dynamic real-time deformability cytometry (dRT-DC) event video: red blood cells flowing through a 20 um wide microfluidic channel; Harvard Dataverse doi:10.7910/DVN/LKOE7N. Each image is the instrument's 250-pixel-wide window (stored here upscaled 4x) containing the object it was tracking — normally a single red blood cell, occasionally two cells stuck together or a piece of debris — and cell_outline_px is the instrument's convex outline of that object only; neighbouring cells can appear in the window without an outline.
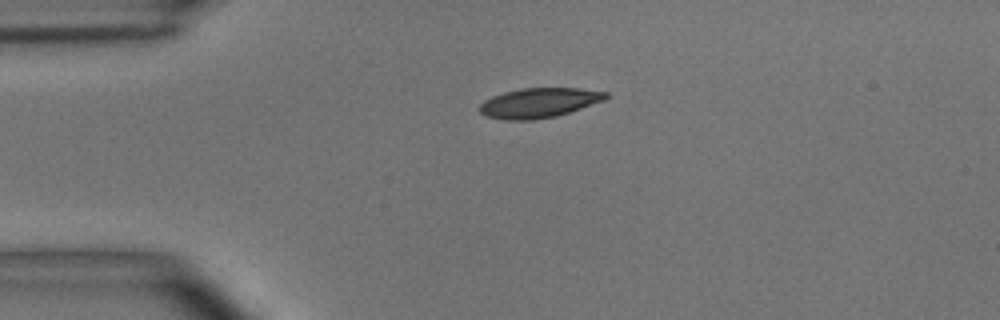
{"species": "common noctule bat (a hibernating species)", "species_latin": "Nyctalus noctula", "temperature_condition": "room temperature", "stored_images_in_passage": 43, "camera_frame_rate_fps": 3000, "um_per_image_px": 0.085, "animal": {"sex": "male", "body_mass_g": 15.6}, "frame": {"image": 1, "passage_image": 1, "time_ms": 0.0, "image_size_px": [1000, 320], "cell_outline_px": [[612, 96], [604, 100], [556, 116], [532, 120], [504, 120], [484, 116], [480, 112], [480, 104], [484, 100], [492, 96], [504, 92], [520, 88], [576, 88], [608, 92]], "centroid_in_image_um": [45.8, 8.74], "position_along_channel_um": 39.2, "area_um2": 21.91}}
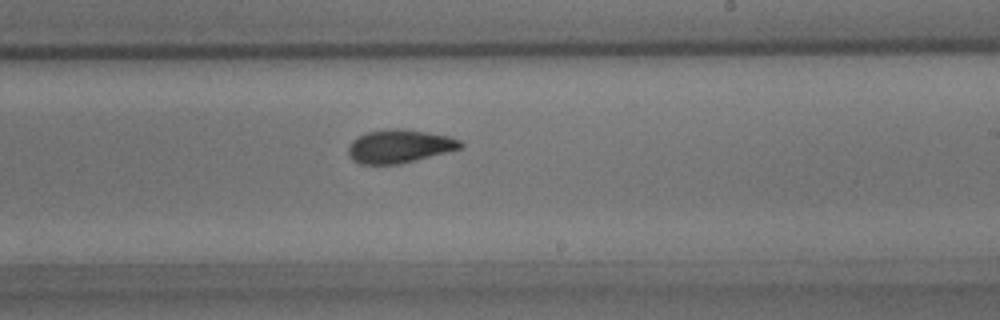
{"frame": {"image": 2, "passage_image": 21, "time_ms": 6.667, "image_size_px": [1000, 320], "cell_outline_px": [[464, 144], [460, 148], [400, 164], [360, 164], [352, 160], [348, 152], [348, 148], [352, 140], [368, 132], [392, 128], [400, 128], [428, 132], [448, 136], [460, 140]], "centroid_in_image_um": [33.93, 12.43], "position_along_channel_um": 255.1, "area_um2": 21.56}}
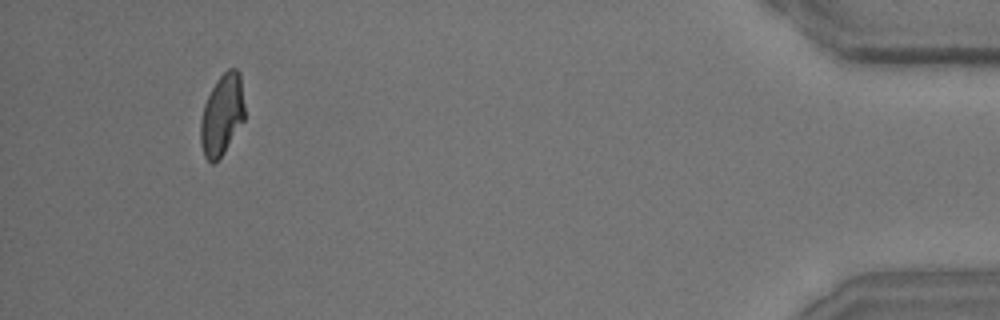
{"frame": {"image": 3, "passage_image": 40, "time_ms": 13.0, "image_size_px": [1000, 320], "cell_outline_px": [[244, 120], [224, 152], [212, 164], [204, 156], [200, 144], [200, 120], [204, 104], [212, 88], [220, 76], [228, 68], [236, 68], [240, 72], [244, 104]], "centroid_in_image_um": [18.86, 9.75], "position_along_channel_um": 416.3, "area_um2": 20.75}, "authors_computed_cell_mechanics": {"area_um2": 21.7906, "velocity_mm_per_s": 3.6376, "shape_relaxation_time_tau1_ms": 3.7067, "shape_relaxation_time_tau2_ms": 2.715, "deformation_change_tau1": 0.148, "deformation_change_tau2": 0.0881}}